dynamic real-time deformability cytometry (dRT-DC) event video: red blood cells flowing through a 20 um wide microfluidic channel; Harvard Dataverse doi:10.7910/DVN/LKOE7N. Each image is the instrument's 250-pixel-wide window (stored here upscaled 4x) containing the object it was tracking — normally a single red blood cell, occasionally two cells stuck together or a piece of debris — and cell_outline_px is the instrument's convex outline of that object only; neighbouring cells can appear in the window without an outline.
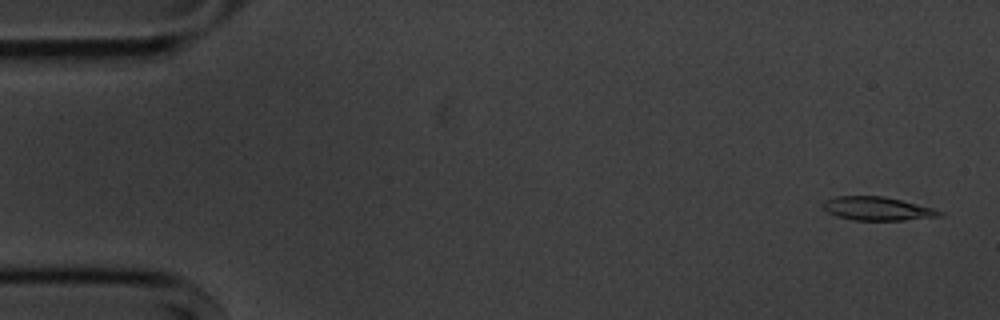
{"species": "common noctule bat (a hibernating species)", "species_latin": "Nyctalus noctula", "temperature_condition": "cold", "stored_images_in_passage": 5, "camera_frame_rate_fps": 3000, "um_per_image_px": 0.085, "animal": {"sex": "male", "body_mass_g": 20.1, "forearm_length_mm": 53.5}, "frame": {"image": 1, "passage_image": 1, "time_ms": 0.0, "image_size_px": [1000, 320], "cell_outline_px": [[944, 216], [904, 220], [852, 220], [836, 216], [828, 212], [820, 204], [824, 200], [836, 196], [884, 196], [932, 208], [944, 212]], "centroid_in_image_um": [74.55, 17.73], "position_along_channel_um": 10.5, "area_um2": 16.01}}
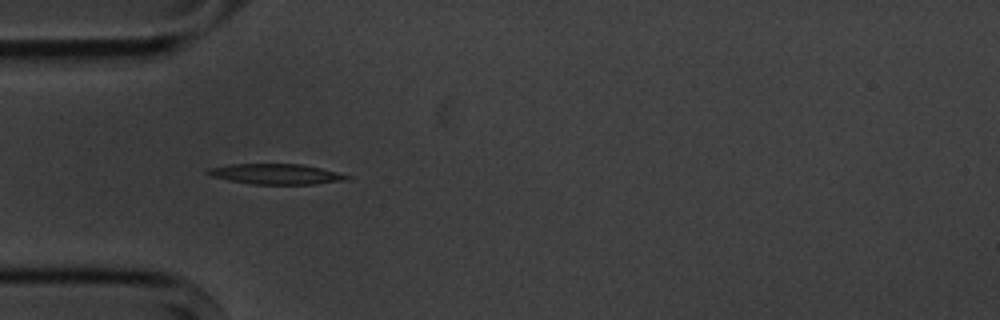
{"frame": {"image": 2, "passage_image": 4, "time_ms": 4.667, "image_size_px": [1000, 320], "cell_outline_px": [[352, 176], [344, 180], [316, 184], [252, 184], [228, 180], [212, 176], [204, 172], [208, 168], [228, 164], [300, 164], [320, 168]], "centroid_in_image_um": [23.41, 14.79], "position_along_channel_um": 61.6, "area_um2": 16.42}}
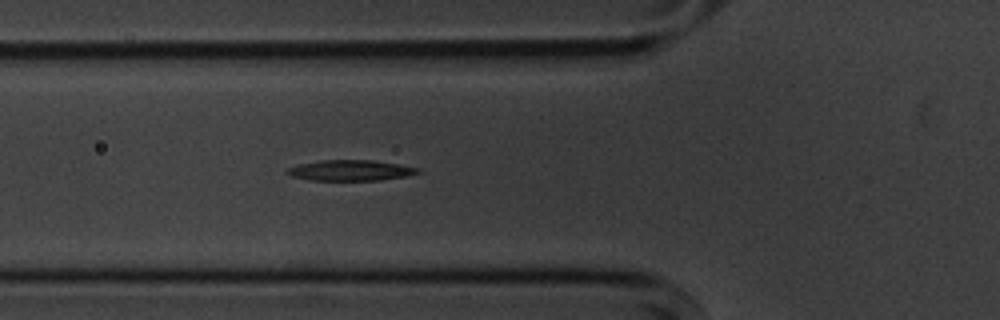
{"frame": {"image": 3, "passage_image": 5, "time_ms": 5.667, "image_size_px": [1000, 320], "cell_outline_px": [[424, 172], [408, 176], [380, 180], [312, 180], [292, 176], [284, 172], [288, 168], [300, 164], [320, 160], [372, 160], [420, 168]], "centroid_in_image_um": [29.84, 14.48], "position_along_channel_um": 96.0, "area_um2": 15.72}}